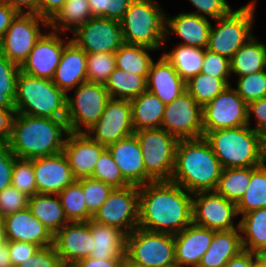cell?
<instances>
[{
	"mask_svg": "<svg viewBox=\"0 0 266 267\" xmlns=\"http://www.w3.org/2000/svg\"><path fill=\"white\" fill-rule=\"evenodd\" d=\"M192 193L171 181L139 186L138 227L177 234L192 223Z\"/></svg>",
	"mask_w": 266,
	"mask_h": 267,
	"instance_id": "obj_1",
	"label": "cell"
},
{
	"mask_svg": "<svg viewBox=\"0 0 266 267\" xmlns=\"http://www.w3.org/2000/svg\"><path fill=\"white\" fill-rule=\"evenodd\" d=\"M69 133L66 119L15 113L7 146L19 159H34L63 152Z\"/></svg>",
	"mask_w": 266,
	"mask_h": 267,
	"instance_id": "obj_2",
	"label": "cell"
},
{
	"mask_svg": "<svg viewBox=\"0 0 266 267\" xmlns=\"http://www.w3.org/2000/svg\"><path fill=\"white\" fill-rule=\"evenodd\" d=\"M223 167L204 137L179 140L171 182L189 193L215 191Z\"/></svg>",
	"mask_w": 266,
	"mask_h": 267,
	"instance_id": "obj_3",
	"label": "cell"
},
{
	"mask_svg": "<svg viewBox=\"0 0 266 267\" xmlns=\"http://www.w3.org/2000/svg\"><path fill=\"white\" fill-rule=\"evenodd\" d=\"M203 137L223 169L261 166L266 162V142L248 125L209 131Z\"/></svg>",
	"mask_w": 266,
	"mask_h": 267,
	"instance_id": "obj_4",
	"label": "cell"
},
{
	"mask_svg": "<svg viewBox=\"0 0 266 267\" xmlns=\"http://www.w3.org/2000/svg\"><path fill=\"white\" fill-rule=\"evenodd\" d=\"M66 100L67 94L52 80L19 71L14 99L15 113L66 119Z\"/></svg>",
	"mask_w": 266,
	"mask_h": 267,
	"instance_id": "obj_5",
	"label": "cell"
},
{
	"mask_svg": "<svg viewBox=\"0 0 266 267\" xmlns=\"http://www.w3.org/2000/svg\"><path fill=\"white\" fill-rule=\"evenodd\" d=\"M120 23L125 43L155 50L165 46L166 14L156 0H133Z\"/></svg>",
	"mask_w": 266,
	"mask_h": 267,
	"instance_id": "obj_6",
	"label": "cell"
},
{
	"mask_svg": "<svg viewBox=\"0 0 266 267\" xmlns=\"http://www.w3.org/2000/svg\"><path fill=\"white\" fill-rule=\"evenodd\" d=\"M255 2L253 0L235 11L231 10L226 16L215 19L217 25L211 27L206 49L231 59L253 37L251 29L255 19Z\"/></svg>",
	"mask_w": 266,
	"mask_h": 267,
	"instance_id": "obj_7",
	"label": "cell"
},
{
	"mask_svg": "<svg viewBox=\"0 0 266 267\" xmlns=\"http://www.w3.org/2000/svg\"><path fill=\"white\" fill-rule=\"evenodd\" d=\"M145 166V184L170 181L178 139L163 128L135 131Z\"/></svg>",
	"mask_w": 266,
	"mask_h": 267,
	"instance_id": "obj_8",
	"label": "cell"
},
{
	"mask_svg": "<svg viewBox=\"0 0 266 267\" xmlns=\"http://www.w3.org/2000/svg\"><path fill=\"white\" fill-rule=\"evenodd\" d=\"M126 258L141 267L175 264L174 234L135 228L126 237Z\"/></svg>",
	"mask_w": 266,
	"mask_h": 267,
	"instance_id": "obj_9",
	"label": "cell"
},
{
	"mask_svg": "<svg viewBox=\"0 0 266 267\" xmlns=\"http://www.w3.org/2000/svg\"><path fill=\"white\" fill-rule=\"evenodd\" d=\"M74 97L66 100V121L69 132L85 133L101 117L111 99L104 84L85 81L75 88ZM84 128V129H83Z\"/></svg>",
	"mask_w": 266,
	"mask_h": 267,
	"instance_id": "obj_10",
	"label": "cell"
},
{
	"mask_svg": "<svg viewBox=\"0 0 266 267\" xmlns=\"http://www.w3.org/2000/svg\"><path fill=\"white\" fill-rule=\"evenodd\" d=\"M41 25L49 28V22L37 14L18 13L0 42V53L21 66L43 36Z\"/></svg>",
	"mask_w": 266,
	"mask_h": 267,
	"instance_id": "obj_11",
	"label": "cell"
},
{
	"mask_svg": "<svg viewBox=\"0 0 266 267\" xmlns=\"http://www.w3.org/2000/svg\"><path fill=\"white\" fill-rule=\"evenodd\" d=\"M92 219L131 233L139 224V186L113 188Z\"/></svg>",
	"mask_w": 266,
	"mask_h": 267,
	"instance_id": "obj_12",
	"label": "cell"
},
{
	"mask_svg": "<svg viewBox=\"0 0 266 267\" xmlns=\"http://www.w3.org/2000/svg\"><path fill=\"white\" fill-rule=\"evenodd\" d=\"M161 128L178 140L202 138V107L185 91L166 105Z\"/></svg>",
	"mask_w": 266,
	"mask_h": 267,
	"instance_id": "obj_13",
	"label": "cell"
},
{
	"mask_svg": "<svg viewBox=\"0 0 266 267\" xmlns=\"http://www.w3.org/2000/svg\"><path fill=\"white\" fill-rule=\"evenodd\" d=\"M231 86L202 108L204 135L209 131L248 125V104Z\"/></svg>",
	"mask_w": 266,
	"mask_h": 267,
	"instance_id": "obj_14",
	"label": "cell"
},
{
	"mask_svg": "<svg viewBox=\"0 0 266 267\" xmlns=\"http://www.w3.org/2000/svg\"><path fill=\"white\" fill-rule=\"evenodd\" d=\"M236 204L216 191H202L192 195V222L215 231L239 229L233 219L237 216Z\"/></svg>",
	"mask_w": 266,
	"mask_h": 267,
	"instance_id": "obj_15",
	"label": "cell"
},
{
	"mask_svg": "<svg viewBox=\"0 0 266 267\" xmlns=\"http://www.w3.org/2000/svg\"><path fill=\"white\" fill-rule=\"evenodd\" d=\"M71 38L86 54L115 53L124 43L120 21L92 17L78 27Z\"/></svg>",
	"mask_w": 266,
	"mask_h": 267,
	"instance_id": "obj_16",
	"label": "cell"
},
{
	"mask_svg": "<svg viewBox=\"0 0 266 267\" xmlns=\"http://www.w3.org/2000/svg\"><path fill=\"white\" fill-rule=\"evenodd\" d=\"M134 132L130 101L111 98L101 117L85 133L91 139L107 147L133 135Z\"/></svg>",
	"mask_w": 266,
	"mask_h": 267,
	"instance_id": "obj_17",
	"label": "cell"
},
{
	"mask_svg": "<svg viewBox=\"0 0 266 267\" xmlns=\"http://www.w3.org/2000/svg\"><path fill=\"white\" fill-rule=\"evenodd\" d=\"M47 33L36 42L27 59L20 66V71L34 77L52 80L63 49L71 39H62L55 31Z\"/></svg>",
	"mask_w": 266,
	"mask_h": 267,
	"instance_id": "obj_18",
	"label": "cell"
},
{
	"mask_svg": "<svg viewBox=\"0 0 266 267\" xmlns=\"http://www.w3.org/2000/svg\"><path fill=\"white\" fill-rule=\"evenodd\" d=\"M92 241L91 220L69 222L54 235V247L65 267L88 258Z\"/></svg>",
	"mask_w": 266,
	"mask_h": 267,
	"instance_id": "obj_19",
	"label": "cell"
},
{
	"mask_svg": "<svg viewBox=\"0 0 266 267\" xmlns=\"http://www.w3.org/2000/svg\"><path fill=\"white\" fill-rule=\"evenodd\" d=\"M33 170L39 194L58 195L76 180L63 152L34 158Z\"/></svg>",
	"mask_w": 266,
	"mask_h": 267,
	"instance_id": "obj_20",
	"label": "cell"
},
{
	"mask_svg": "<svg viewBox=\"0 0 266 267\" xmlns=\"http://www.w3.org/2000/svg\"><path fill=\"white\" fill-rule=\"evenodd\" d=\"M106 147L91 139L86 133L69 132L63 153L76 179L90 177Z\"/></svg>",
	"mask_w": 266,
	"mask_h": 267,
	"instance_id": "obj_21",
	"label": "cell"
},
{
	"mask_svg": "<svg viewBox=\"0 0 266 267\" xmlns=\"http://www.w3.org/2000/svg\"><path fill=\"white\" fill-rule=\"evenodd\" d=\"M215 232L192 222L174 234L175 263L180 267H197L210 247Z\"/></svg>",
	"mask_w": 266,
	"mask_h": 267,
	"instance_id": "obj_22",
	"label": "cell"
},
{
	"mask_svg": "<svg viewBox=\"0 0 266 267\" xmlns=\"http://www.w3.org/2000/svg\"><path fill=\"white\" fill-rule=\"evenodd\" d=\"M7 241L54 245V235L27 208L3 217Z\"/></svg>",
	"mask_w": 266,
	"mask_h": 267,
	"instance_id": "obj_23",
	"label": "cell"
},
{
	"mask_svg": "<svg viewBox=\"0 0 266 267\" xmlns=\"http://www.w3.org/2000/svg\"><path fill=\"white\" fill-rule=\"evenodd\" d=\"M120 168L123 177L131 184H145V166L141 147L133 134L106 147Z\"/></svg>",
	"mask_w": 266,
	"mask_h": 267,
	"instance_id": "obj_24",
	"label": "cell"
},
{
	"mask_svg": "<svg viewBox=\"0 0 266 267\" xmlns=\"http://www.w3.org/2000/svg\"><path fill=\"white\" fill-rule=\"evenodd\" d=\"M85 81H87V54L70 40L63 49L52 82L67 94Z\"/></svg>",
	"mask_w": 266,
	"mask_h": 267,
	"instance_id": "obj_25",
	"label": "cell"
},
{
	"mask_svg": "<svg viewBox=\"0 0 266 267\" xmlns=\"http://www.w3.org/2000/svg\"><path fill=\"white\" fill-rule=\"evenodd\" d=\"M211 27L212 24L208 18L193 13H179L171 18L166 15L164 44H166L168 35L173 33L183 40L180 44L206 49Z\"/></svg>",
	"mask_w": 266,
	"mask_h": 267,
	"instance_id": "obj_26",
	"label": "cell"
},
{
	"mask_svg": "<svg viewBox=\"0 0 266 267\" xmlns=\"http://www.w3.org/2000/svg\"><path fill=\"white\" fill-rule=\"evenodd\" d=\"M158 59L150 66L147 90L167 105L186 91V82L162 55Z\"/></svg>",
	"mask_w": 266,
	"mask_h": 267,
	"instance_id": "obj_27",
	"label": "cell"
},
{
	"mask_svg": "<svg viewBox=\"0 0 266 267\" xmlns=\"http://www.w3.org/2000/svg\"><path fill=\"white\" fill-rule=\"evenodd\" d=\"M91 234L93 241L89 257L110 260L119 256H126L127 235L122 230L91 219Z\"/></svg>",
	"mask_w": 266,
	"mask_h": 267,
	"instance_id": "obj_28",
	"label": "cell"
},
{
	"mask_svg": "<svg viewBox=\"0 0 266 267\" xmlns=\"http://www.w3.org/2000/svg\"><path fill=\"white\" fill-rule=\"evenodd\" d=\"M243 251L240 229L216 231L211 245L197 267H224Z\"/></svg>",
	"mask_w": 266,
	"mask_h": 267,
	"instance_id": "obj_29",
	"label": "cell"
},
{
	"mask_svg": "<svg viewBox=\"0 0 266 267\" xmlns=\"http://www.w3.org/2000/svg\"><path fill=\"white\" fill-rule=\"evenodd\" d=\"M134 131L161 128L166 104L146 90L130 100Z\"/></svg>",
	"mask_w": 266,
	"mask_h": 267,
	"instance_id": "obj_30",
	"label": "cell"
},
{
	"mask_svg": "<svg viewBox=\"0 0 266 267\" xmlns=\"http://www.w3.org/2000/svg\"><path fill=\"white\" fill-rule=\"evenodd\" d=\"M28 209L53 235L69 223L56 194L37 193L29 197Z\"/></svg>",
	"mask_w": 266,
	"mask_h": 267,
	"instance_id": "obj_31",
	"label": "cell"
},
{
	"mask_svg": "<svg viewBox=\"0 0 266 267\" xmlns=\"http://www.w3.org/2000/svg\"><path fill=\"white\" fill-rule=\"evenodd\" d=\"M231 74L238 77L266 70V46L254 36L230 59Z\"/></svg>",
	"mask_w": 266,
	"mask_h": 267,
	"instance_id": "obj_32",
	"label": "cell"
},
{
	"mask_svg": "<svg viewBox=\"0 0 266 267\" xmlns=\"http://www.w3.org/2000/svg\"><path fill=\"white\" fill-rule=\"evenodd\" d=\"M205 49L177 44L170 52L162 56L174 67L180 77L187 82L201 73L204 63Z\"/></svg>",
	"mask_w": 266,
	"mask_h": 267,
	"instance_id": "obj_33",
	"label": "cell"
},
{
	"mask_svg": "<svg viewBox=\"0 0 266 267\" xmlns=\"http://www.w3.org/2000/svg\"><path fill=\"white\" fill-rule=\"evenodd\" d=\"M238 223L243 250L255 252L266 247V208L244 214Z\"/></svg>",
	"mask_w": 266,
	"mask_h": 267,
	"instance_id": "obj_34",
	"label": "cell"
},
{
	"mask_svg": "<svg viewBox=\"0 0 266 267\" xmlns=\"http://www.w3.org/2000/svg\"><path fill=\"white\" fill-rule=\"evenodd\" d=\"M104 87L110 98L130 101L147 90V81L142 75L115 68Z\"/></svg>",
	"mask_w": 266,
	"mask_h": 267,
	"instance_id": "obj_35",
	"label": "cell"
},
{
	"mask_svg": "<svg viewBox=\"0 0 266 267\" xmlns=\"http://www.w3.org/2000/svg\"><path fill=\"white\" fill-rule=\"evenodd\" d=\"M155 49L135 44L123 43L115 52L116 68L127 73L142 75L147 79L153 59L148 51Z\"/></svg>",
	"mask_w": 266,
	"mask_h": 267,
	"instance_id": "obj_36",
	"label": "cell"
},
{
	"mask_svg": "<svg viewBox=\"0 0 266 267\" xmlns=\"http://www.w3.org/2000/svg\"><path fill=\"white\" fill-rule=\"evenodd\" d=\"M92 17L88 0H66L62 9L49 22V28L58 33L67 30L73 33Z\"/></svg>",
	"mask_w": 266,
	"mask_h": 267,
	"instance_id": "obj_37",
	"label": "cell"
},
{
	"mask_svg": "<svg viewBox=\"0 0 266 267\" xmlns=\"http://www.w3.org/2000/svg\"><path fill=\"white\" fill-rule=\"evenodd\" d=\"M266 162L251 167V181L240 201L236 204L238 215L266 208Z\"/></svg>",
	"mask_w": 266,
	"mask_h": 267,
	"instance_id": "obj_38",
	"label": "cell"
},
{
	"mask_svg": "<svg viewBox=\"0 0 266 267\" xmlns=\"http://www.w3.org/2000/svg\"><path fill=\"white\" fill-rule=\"evenodd\" d=\"M251 181V167L226 168L220 175L215 191L237 204Z\"/></svg>",
	"mask_w": 266,
	"mask_h": 267,
	"instance_id": "obj_39",
	"label": "cell"
},
{
	"mask_svg": "<svg viewBox=\"0 0 266 267\" xmlns=\"http://www.w3.org/2000/svg\"><path fill=\"white\" fill-rule=\"evenodd\" d=\"M58 197L69 222L89 221L93 218L86 205L82 183L78 179L66 186Z\"/></svg>",
	"mask_w": 266,
	"mask_h": 267,
	"instance_id": "obj_40",
	"label": "cell"
},
{
	"mask_svg": "<svg viewBox=\"0 0 266 267\" xmlns=\"http://www.w3.org/2000/svg\"><path fill=\"white\" fill-rule=\"evenodd\" d=\"M229 85L231 83L228 78H214L210 75L199 73L186 82V91L203 108Z\"/></svg>",
	"mask_w": 266,
	"mask_h": 267,
	"instance_id": "obj_41",
	"label": "cell"
},
{
	"mask_svg": "<svg viewBox=\"0 0 266 267\" xmlns=\"http://www.w3.org/2000/svg\"><path fill=\"white\" fill-rule=\"evenodd\" d=\"M20 66L0 53V107L16 112L14 99Z\"/></svg>",
	"mask_w": 266,
	"mask_h": 267,
	"instance_id": "obj_42",
	"label": "cell"
},
{
	"mask_svg": "<svg viewBox=\"0 0 266 267\" xmlns=\"http://www.w3.org/2000/svg\"><path fill=\"white\" fill-rule=\"evenodd\" d=\"M111 185L113 188H123L131 185L122 175L120 168L113 160L109 150L105 148L90 176Z\"/></svg>",
	"mask_w": 266,
	"mask_h": 267,
	"instance_id": "obj_43",
	"label": "cell"
},
{
	"mask_svg": "<svg viewBox=\"0 0 266 267\" xmlns=\"http://www.w3.org/2000/svg\"><path fill=\"white\" fill-rule=\"evenodd\" d=\"M115 68V53L87 54V81L105 84Z\"/></svg>",
	"mask_w": 266,
	"mask_h": 267,
	"instance_id": "obj_44",
	"label": "cell"
},
{
	"mask_svg": "<svg viewBox=\"0 0 266 267\" xmlns=\"http://www.w3.org/2000/svg\"><path fill=\"white\" fill-rule=\"evenodd\" d=\"M78 180L82 183L88 211L94 216L108 198L113 187L92 177H83Z\"/></svg>",
	"mask_w": 266,
	"mask_h": 267,
	"instance_id": "obj_45",
	"label": "cell"
},
{
	"mask_svg": "<svg viewBox=\"0 0 266 267\" xmlns=\"http://www.w3.org/2000/svg\"><path fill=\"white\" fill-rule=\"evenodd\" d=\"M234 88L248 104L251 101L266 98V70L251 75L240 76Z\"/></svg>",
	"mask_w": 266,
	"mask_h": 267,
	"instance_id": "obj_46",
	"label": "cell"
},
{
	"mask_svg": "<svg viewBox=\"0 0 266 267\" xmlns=\"http://www.w3.org/2000/svg\"><path fill=\"white\" fill-rule=\"evenodd\" d=\"M12 186L28 197L37 194L36 181L33 170V159L17 158L13 164Z\"/></svg>",
	"mask_w": 266,
	"mask_h": 267,
	"instance_id": "obj_47",
	"label": "cell"
},
{
	"mask_svg": "<svg viewBox=\"0 0 266 267\" xmlns=\"http://www.w3.org/2000/svg\"><path fill=\"white\" fill-rule=\"evenodd\" d=\"M133 0H88L93 17H105L121 21Z\"/></svg>",
	"mask_w": 266,
	"mask_h": 267,
	"instance_id": "obj_48",
	"label": "cell"
},
{
	"mask_svg": "<svg viewBox=\"0 0 266 267\" xmlns=\"http://www.w3.org/2000/svg\"><path fill=\"white\" fill-rule=\"evenodd\" d=\"M29 197L14 186L0 192V217L13 214L28 208Z\"/></svg>",
	"mask_w": 266,
	"mask_h": 267,
	"instance_id": "obj_49",
	"label": "cell"
},
{
	"mask_svg": "<svg viewBox=\"0 0 266 267\" xmlns=\"http://www.w3.org/2000/svg\"><path fill=\"white\" fill-rule=\"evenodd\" d=\"M201 73L214 78H229L231 77L230 59L205 49Z\"/></svg>",
	"mask_w": 266,
	"mask_h": 267,
	"instance_id": "obj_50",
	"label": "cell"
},
{
	"mask_svg": "<svg viewBox=\"0 0 266 267\" xmlns=\"http://www.w3.org/2000/svg\"><path fill=\"white\" fill-rule=\"evenodd\" d=\"M190 2L196 7L197 11L189 13L206 18L209 16L214 20L226 16L232 10L226 0H190Z\"/></svg>",
	"mask_w": 266,
	"mask_h": 267,
	"instance_id": "obj_51",
	"label": "cell"
},
{
	"mask_svg": "<svg viewBox=\"0 0 266 267\" xmlns=\"http://www.w3.org/2000/svg\"><path fill=\"white\" fill-rule=\"evenodd\" d=\"M15 267H65L54 247L40 248L30 259Z\"/></svg>",
	"mask_w": 266,
	"mask_h": 267,
	"instance_id": "obj_52",
	"label": "cell"
},
{
	"mask_svg": "<svg viewBox=\"0 0 266 267\" xmlns=\"http://www.w3.org/2000/svg\"><path fill=\"white\" fill-rule=\"evenodd\" d=\"M8 248L10 259L15 267L30 259L41 247L29 242L8 241Z\"/></svg>",
	"mask_w": 266,
	"mask_h": 267,
	"instance_id": "obj_53",
	"label": "cell"
},
{
	"mask_svg": "<svg viewBox=\"0 0 266 267\" xmlns=\"http://www.w3.org/2000/svg\"><path fill=\"white\" fill-rule=\"evenodd\" d=\"M248 126L252 114L256 117V127L253 129L266 141V98L257 99L248 103Z\"/></svg>",
	"mask_w": 266,
	"mask_h": 267,
	"instance_id": "obj_54",
	"label": "cell"
},
{
	"mask_svg": "<svg viewBox=\"0 0 266 267\" xmlns=\"http://www.w3.org/2000/svg\"><path fill=\"white\" fill-rule=\"evenodd\" d=\"M16 159L7 145H0V192L11 186L13 164Z\"/></svg>",
	"mask_w": 266,
	"mask_h": 267,
	"instance_id": "obj_55",
	"label": "cell"
},
{
	"mask_svg": "<svg viewBox=\"0 0 266 267\" xmlns=\"http://www.w3.org/2000/svg\"><path fill=\"white\" fill-rule=\"evenodd\" d=\"M65 2L66 0H38V15L50 22Z\"/></svg>",
	"mask_w": 266,
	"mask_h": 267,
	"instance_id": "obj_56",
	"label": "cell"
},
{
	"mask_svg": "<svg viewBox=\"0 0 266 267\" xmlns=\"http://www.w3.org/2000/svg\"><path fill=\"white\" fill-rule=\"evenodd\" d=\"M14 115L12 110L0 107V145L9 142Z\"/></svg>",
	"mask_w": 266,
	"mask_h": 267,
	"instance_id": "obj_57",
	"label": "cell"
},
{
	"mask_svg": "<svg viewBox=\"0 0 266 267\" xmlns=\"http://www.w3.org/2000/svg\"><path fill=\"white\" fill-rule=\"evenodd\" d=\"M125 259L126 256H119L118 258L110 260H99L88 257L74 262L69 267H120Z\"/></svg>",
	"mask_w": 266,
	"mask_h": 267,
	"instance_id": "obj_58",
	"label": "cell"
},
{
	"mask_svg": "<svg viewBox=\"0 0 266 267\" xmlns=\"http://www.w3.org/2000/svg\"><path fill=\"white\" fill-rule=\"evenodd\" d=\"M12 7L17 13L37 14L38 0H0ZM27 9V11L25 10Z\"/></svg>",
	"mask_w": 266,
	"mask_h": 267,
	"instance_id": "obj_59",
	"label": "cell"
},
{
	"mask_svg": "<svg viewBox=\"0 0 266 267\" xmlns=\"http://www.w3.org/2000/svg\"><path fill=\"white\" fill-rule=\"evenodd\" d=\"M17 14L18 13L12 7L5 2L0 1V42Z\"/></svg>",
	"mask_w": 266,
	"mask_h": 267,
	"instance_id": "obj_60",
	"label": "cell"
},
{
	"mask_svg": "<svg viewBox=\"0 0 266 267\" xmlns=\"http://www.w3.org/2000/svg\"><path fill=\"white\" fill-rule=\"evenodd\" d=\"M256 264L254 253L243 250L231 258L224 267H254Z\"/></svg>",
	"mask_w": 266,
	"mask_h": 267,
	"instance_id": "obj_61",
	"label": "cell"
},
{
	"mask_svg": "<svg viewBox=\"0 0 266 267\" xmlns=\"http://www.w3.org/2000/svg\"><path fill=\"white\" fill-rule=\"evenodd\" d=\"M0 267H13L12 261L10 259L8 241L5 245L0 247Z\"/></svg>",
	"mask_w": 266,
	"mask_h": 267,
	"instance_id": "obj_62",
	"label": "cell"
},
{
	"mask_svg": "<svg viewBox=\"0 0 266 267\" xmlns=\"http://www.w3.org/2000/svg\"><path fill=\"white\" fill-rule=\"evenodd\" d=\"M253 253L256 259V263L260 267H266V247H262Z\"/></svg>",
	"mask_w": 266,
	"mask_h": 267,
	"instance_id": "obj_63",
	"label": "cell"
},
{
	"mask_svg": "<svg viewBox=\"0 0 266 267\" xmlns=\"http://www.w3.org/2000/svg\"><path fill=\"white\" fill-rule=\"evenodd\" d=\"M7 243L6 232L3 218L0 217V247Z\"/></svg>",
	"mask_w": 266,
	"mask_h": 267,
	"instance_id": "obj_64",
	"label": "cell"
},
{
	"mask_svg": "<svg viewBox=\"0 0 266 267\" xmlns=\"http://www.w3.org/2000/svg\"><path fill=\"white\" fill-rule=\"evenodd\" d=\"M120 267H141L131 263L127 258L122 262Z\"/></svg>",
	"mask_w": 266,
	"mask_h": 267,
	"instance_id": "obj_65",
	"label": "cell"
},
{
	"mask_svg": "<svg viewBox=\"0 0 266 267\" xmlns=\"http://www.w3.org/2000/svg\"><path fill=\"white\" fill-rule=\"evenodd\" d=\"M164 267H180V266H178V265L175 263V264H171V265L164 266Z\"/></svg>",
	"mask_w": 266,
	"mask_h": 267,
	"instance_id": "obj_66",
	"label": "cell"
}]
</instances>
